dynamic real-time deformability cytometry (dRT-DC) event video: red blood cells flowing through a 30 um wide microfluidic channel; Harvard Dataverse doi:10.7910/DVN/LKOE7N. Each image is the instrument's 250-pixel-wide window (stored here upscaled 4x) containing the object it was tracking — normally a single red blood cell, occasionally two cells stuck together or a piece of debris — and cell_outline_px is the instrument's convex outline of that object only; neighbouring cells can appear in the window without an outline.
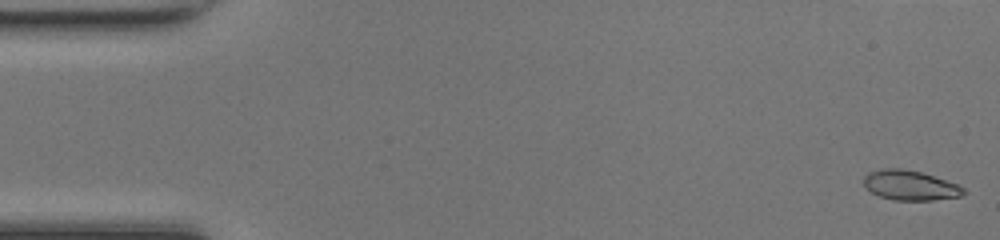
{"species": "common noctule bat (a hibernating species)", "species_latin": "Nyctalus noctula", "temperature_condition": "room temperature", "stored_images_in_passage": 49, "camera_frame_rate_fps": 3000, "um_per_image_px": 0.085, "animal": {"sex": "female", "body_mass_g": 17.0, "forearm_length_mm": 48.0}, "frame": {"image": 1, "passage_image": 1, "time_ms": 0.0, "image_size_px": [1000, 240], "cell_outline_px": [[968, 192], [960, 196], [932, 200], [892, 200], [880, 196], [872, 192], [864, 184], [864, 176], [868, 172], [884, 168], [900, 168], [920, 172], [956, 184], [964, 188]], "centroid_in_image_um": [77.35, 15.75], "position_along_channel_um": 7.7, "area_um2": 17.11}, "authors_computed_cell_mechanics": {"area_um2": 17.3978, "velocity_mm_per_s": 4.2957, "shape_relaxation_time_tau1_ms": null, "shape_relaxation_time_tau2_ms": 2.1213, "deformation_change_tau1": null, "deformation_change_tau2": 0.0736}}